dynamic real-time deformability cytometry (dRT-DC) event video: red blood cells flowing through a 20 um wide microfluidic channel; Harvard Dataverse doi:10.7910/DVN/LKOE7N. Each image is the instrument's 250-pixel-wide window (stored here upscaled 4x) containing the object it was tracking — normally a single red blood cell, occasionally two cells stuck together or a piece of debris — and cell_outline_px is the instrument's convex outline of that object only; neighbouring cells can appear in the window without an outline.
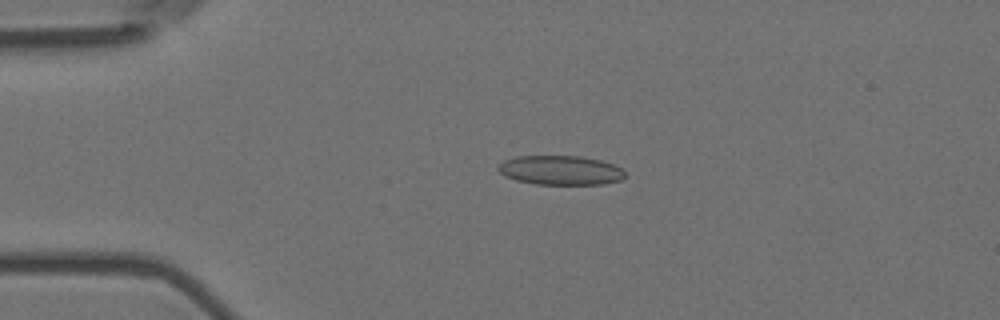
{"species": "Egyptian fruit bat (a non-hibernating species)", "species_latin": "Rousettus aegyptiacus", "temperature_condition": "room temperature", "stored_images_in_passage": 4, "camera_frame_rate_fps": 3000, "um_per_image_px": 0.085, "animal": {"sex": "female"}, "frame": {"image": 1, "passage_image": 3, "time_ms": 0.667, "image_size_px": [1000, 320], "cell_outline_px": [[624, 176], [620, 180], [604, 184], [536, 184], [516, 180], [504, 176], [496, 168], [504, 160], [516, 156], [580, 156], [600, 160], [612, 164], [620, 168], [624, 172]], "centroid_in_image_um": [47.6, 14.47], "position_along_channel_um": 37.4, "area_um2": 21.56}}